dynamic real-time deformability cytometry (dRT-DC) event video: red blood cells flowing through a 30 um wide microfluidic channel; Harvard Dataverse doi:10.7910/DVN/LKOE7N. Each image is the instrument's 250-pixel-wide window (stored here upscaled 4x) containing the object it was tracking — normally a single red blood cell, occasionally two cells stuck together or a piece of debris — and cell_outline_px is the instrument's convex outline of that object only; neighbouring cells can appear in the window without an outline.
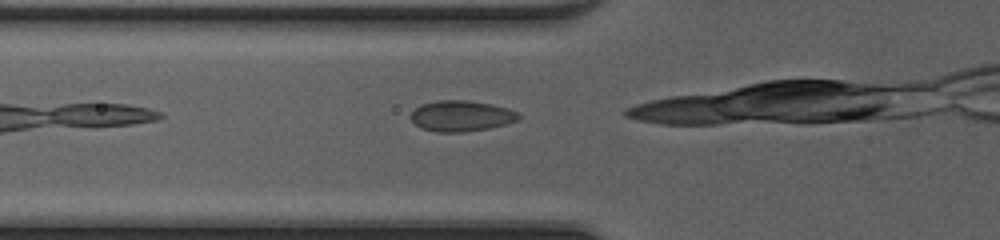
{"species": "common noctule bat (a hibernating species)", "species_latin": "Nyctalus noctula", "temperature_condition": "cold", "stored_images_in_passage": 5, "camera_frame_rate_fps": 3000, "um_per_image_px": 0.085, "animal": {"sex": "female", "body_mass_g": 20.0, "forearm_length_mm": 54.0}, "frame": {"image": 1, "passage_image": 2, "time_ms": 0.333, "image_size_px": [1000, 240], "cell_outline_px": [[520, 116], [516, 120], [504, 124], [488, 128], [464, 132], [436, 132], [420, 128], [408, 116], [420, 104], [436, 100], [468, 100], [492, 104], [508, 108], [516, 112]], "centroid_in_image_um": [39.15, 9.85], "position_along_channel_um": 86.7, "area_um2": 19.36}}